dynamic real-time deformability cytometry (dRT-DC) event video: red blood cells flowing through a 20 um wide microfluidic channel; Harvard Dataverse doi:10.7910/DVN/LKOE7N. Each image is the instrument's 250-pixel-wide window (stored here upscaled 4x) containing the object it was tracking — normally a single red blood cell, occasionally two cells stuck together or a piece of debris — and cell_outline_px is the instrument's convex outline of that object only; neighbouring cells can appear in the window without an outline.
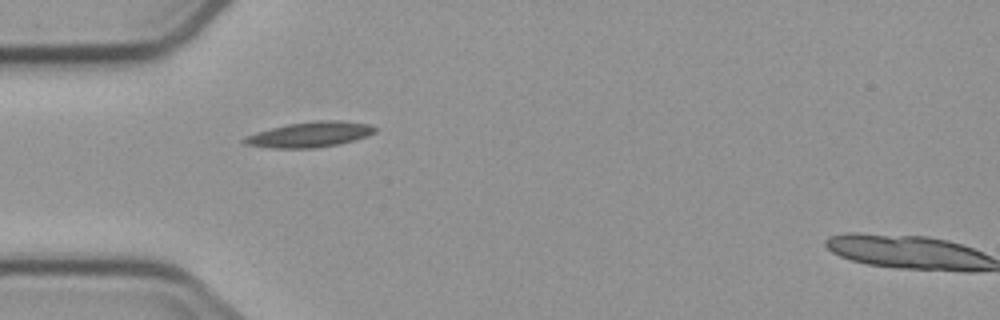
{"species": "common noctule bat (a hibernating species)", "species_latin": "Nyctalus noctula", "temperature_condition": "cold", "stored_images_in_passage": 2, "camera_frame_rate_fps": 3000, "um_per_image_px": 0.085, "animal": {"sex": "male", "body_mass_g": 23.1, "forearm_length_mm": 52.7}, "frame": {"image": 1, "passage_image": 1, "time_ms": 0.0, "image_size_px": [1000, 320], "cell_outline_px": [[376, 132], [368, 136], [336, 144], [316, 148], [272, 148], [244, 144], [240, 140], [244, 136], [256, 132], [288, 124], [312, 120], [344, 120], [368, 124], [376, 128]], "centroid_in_image_um": [26.31, 11.42], "position_along_channel_um": 58.7, "area_um2": 19.36}}